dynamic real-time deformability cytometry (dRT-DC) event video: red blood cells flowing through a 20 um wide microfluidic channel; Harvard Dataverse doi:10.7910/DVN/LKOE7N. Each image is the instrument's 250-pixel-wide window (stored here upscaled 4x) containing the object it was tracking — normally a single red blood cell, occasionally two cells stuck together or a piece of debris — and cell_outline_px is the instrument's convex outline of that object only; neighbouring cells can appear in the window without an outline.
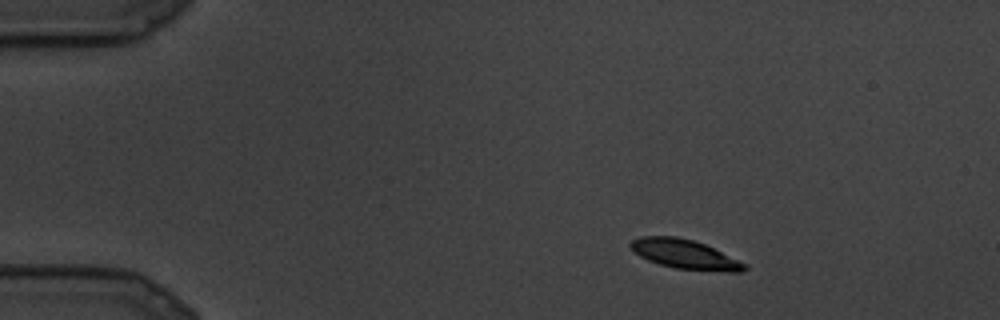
{"species": "common noctule bat (a hibernating species)", "species_latin": "Nyctalus noctula", "temperature_condition": "cold", "stored_images_in_passage": 7, "camera_frame_rate_fps": 3000, "um_per_image_px": 0.085, "animal": {"sex": "male", "body_mass_g": 19.5, "forearm_length_mm": 54.6}, "frame": {"image": 1, "passage_image": 3, "time_ms": 0.667, "image_size_px": [1000, 320], "cell_outline_px": [[748, 268], [740, 272], [728, 272], [676, 268], [660, 264], [648, 260], [640, 256], [628, 244], [632, 240], [640, 236], [676, 236], [692, 240], [704, 244], [748, 264]], "centroid_in_image_um": [58.23, 21.61], "position_along_channel_um": 26.8, "area_um2": 19.31}}
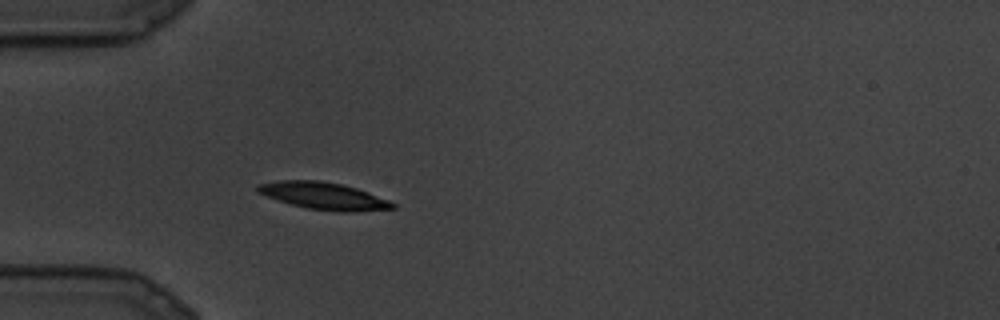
{"frame": {"image": 2, "passage_image": 7, "time_ms": 2.0, "image_size_px": [1000, 320], "cell_outline_px": [[396, 208], [348, 212], [340, 212], [308, 208], [292, 204], [256, 192], [256, 188], [260, 184], [280, 180], [320, 180], [340, 184], [356, 188], [368, 192], [388, 200], [396, 204]], "centroid_in_image_um": [27.53, 16.65], "position_along_channel_um": 57.5, "area_um2": 20.98}}